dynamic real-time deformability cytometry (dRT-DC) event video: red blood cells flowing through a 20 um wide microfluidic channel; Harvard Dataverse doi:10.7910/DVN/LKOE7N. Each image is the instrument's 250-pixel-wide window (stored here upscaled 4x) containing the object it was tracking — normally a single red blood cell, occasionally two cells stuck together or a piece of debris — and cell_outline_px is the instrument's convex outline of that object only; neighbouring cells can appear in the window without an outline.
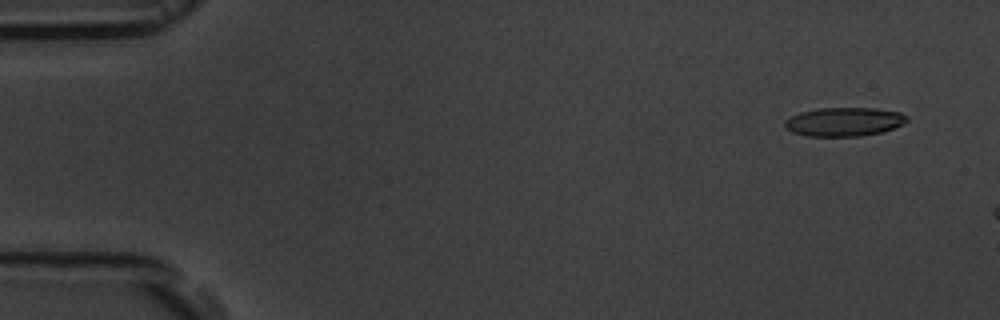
{"species": "common noctule bat (a hibernating species)", "species_latin": "Nyctalus noctula", "temperature_condition": "room temperature", "stored_images_in_passage": 4, "camera_frame_rate_fps": 3000, "um_per_image_px": 0.085, "animal": {"sex": "male", "body_mass_g": 19.5, "forearm_length_mm": 54.6}, "frame": {"image": 1, "passage_image": 1, "time_ms": 0.0, "image_size_px": [1000, 320], "cell_outline_px": [[908, 120], [892, 128], [880, 132], [860, 136], [804, 136], [792, 132], [784, 124], [784, 120], [800, 112], [816, 108], [876, 108], [900, 112], [908, 116]], "centroid_in_image_um": [71.72, 10.34], "position_along_channel_um": 13.3, "area_um2": 20.4}}